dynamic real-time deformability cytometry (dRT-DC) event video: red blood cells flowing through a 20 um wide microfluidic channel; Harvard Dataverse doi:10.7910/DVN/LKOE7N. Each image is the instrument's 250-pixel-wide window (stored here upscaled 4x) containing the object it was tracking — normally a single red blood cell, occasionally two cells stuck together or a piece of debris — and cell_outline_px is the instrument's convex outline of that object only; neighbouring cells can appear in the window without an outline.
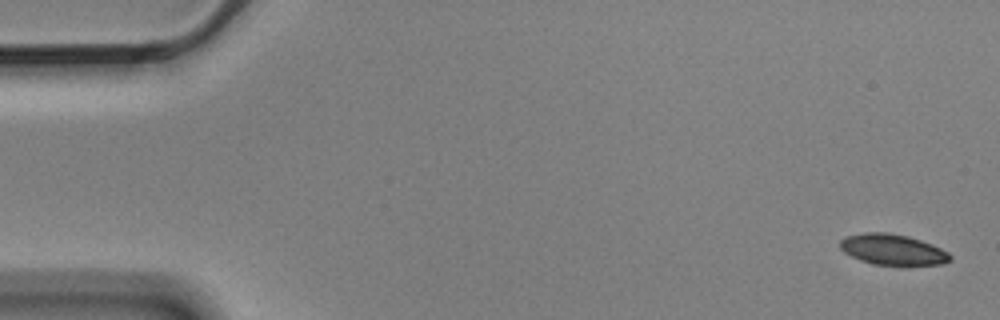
{"species": "Egyptian fruit bat (a non-hibernating species)", "species_latin": "Rousettus aegyptiacus", "temperature_condition": "cold", "stored_images_in_passage": 5, "camera_frame_rate_fps": 3000, "um_per_image_px": 0.085, "animal": {"sex": "male"}, "frame": {"image": 1, "passage_image": 1, "time_ms": 0.0, "image_size_px": [1000, 320], "cell_outline_px": [[952, 260], [940, 264], [872, 264], [860, 260], [844, 252], [840, 248], [840, 240], [848, 236], [864, 232], [884, 232], [908, 236], [932, 244], [948, 252], [952, 256]], "centroid_in_image_um": [75.87, 21.2], "position_along_channel_um": 9.1, "area_um2": 19.42}}